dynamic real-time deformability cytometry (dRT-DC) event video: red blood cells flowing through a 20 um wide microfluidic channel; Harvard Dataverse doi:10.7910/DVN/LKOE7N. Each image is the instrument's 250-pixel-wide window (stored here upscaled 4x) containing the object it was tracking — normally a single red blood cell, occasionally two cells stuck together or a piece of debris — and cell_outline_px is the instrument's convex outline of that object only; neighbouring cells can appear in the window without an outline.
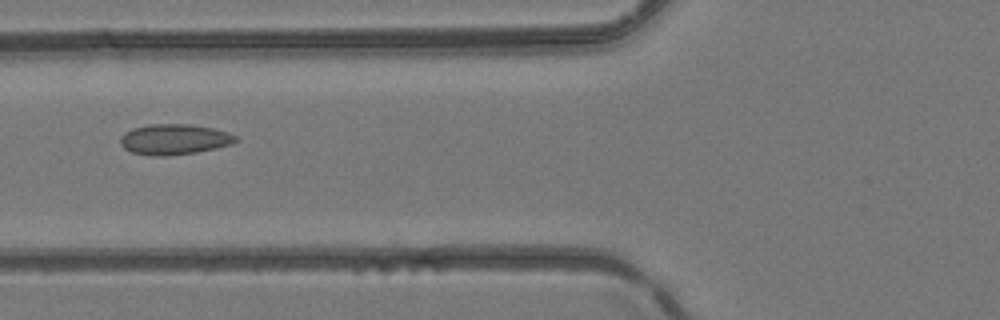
{"species": "common noctule bat (a hibernating species)", "species_latin": "Nyctalus noctula", "temperature_condition": "room temperature", "stored_images_in_passage": 3, "camera_frame_rate_fps": 3000, "um_per_image_px": 0.085, "animal": {"sex": "female", "body_mass_g": 24.6, "forearm_length_mm": 56.2}, "frame": {"image": 1, "passage_image": 3, "time_ms": 0.667, "image_size_px": [1000, 320], "cell_outline_px": [[240, 140], [232, 144], [216, 148], [196, 152], [168, 156], [152, 156], [132, 152], [124, 148], [120, 144], [120, 136], [124, 132], [132, 128], [148, 124], [188, 124], [212, 128], [228, 132], [236, 136]], "centroid_in_image_um": [14.8, 11.84], "position_along_channel_um": 111.0, "area_um2": 20.69}}